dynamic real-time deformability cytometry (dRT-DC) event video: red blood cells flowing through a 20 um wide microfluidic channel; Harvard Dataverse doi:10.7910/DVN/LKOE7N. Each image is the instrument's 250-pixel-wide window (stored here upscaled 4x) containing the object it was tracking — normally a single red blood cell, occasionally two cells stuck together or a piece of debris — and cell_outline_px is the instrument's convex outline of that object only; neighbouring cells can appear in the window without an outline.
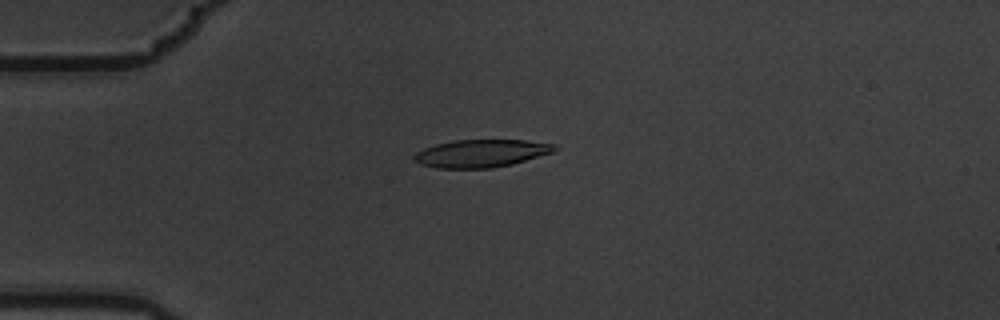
{"species": "common noctule bat (a hibernating species)", "species_latin": "Nyctalus noctula", "temperature_condition": "warm", "stored_images_in_passage": 6, "camera_frame_rate_fps": 3000, "um_per_image_px": 0.085, "animal": {"sex": "male", "body_mass_g": 19.5, "forearm_length_mm": 54.6}, "frame": {"image": 1, "passage_image": 5, "time_ms": 1.333, "image_size_px": [1000, 320], "cell_outline_px": [[560, 148], [552, 152], [512, 164], [492, 168], [436, 168], [420, 164], [412, 156], [416, 152], [424, 148], [436, 144], [452, 140], [524, 140], [556, 144]], "centroid_in_image_um": [40.9, 13.03], "position_along_channel_um": 44.1, "area_um2": 22.66}}